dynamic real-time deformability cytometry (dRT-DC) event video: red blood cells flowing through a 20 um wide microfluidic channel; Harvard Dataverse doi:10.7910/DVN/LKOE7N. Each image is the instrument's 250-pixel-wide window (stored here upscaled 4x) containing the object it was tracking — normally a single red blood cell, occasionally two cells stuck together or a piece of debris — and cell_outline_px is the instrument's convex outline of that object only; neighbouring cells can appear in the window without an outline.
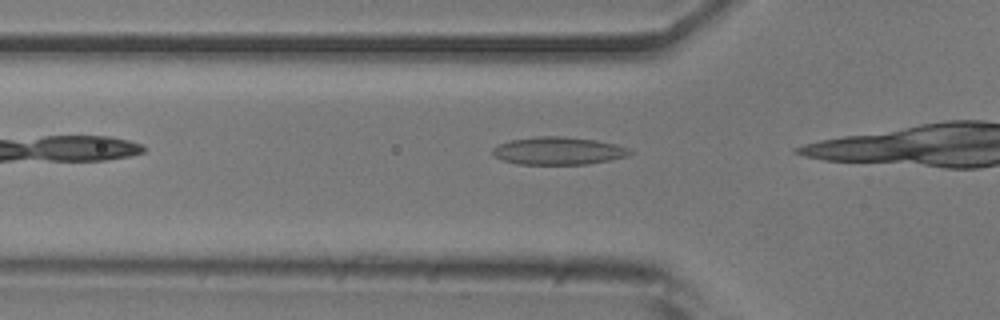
{"species": "common noctule bat (a hibernating species)", "species_latin": "Nyctalus noctula", "temperature_condition": "room temperature", "stored_images_in_passage": 4, "camera_frame_rate_fps": 3000, "um_per_image_px": 0.085, "animal": {"sex": "male", "body_mass_g": 20.5, "forearm_length_mm": 52.5}, "frame": {"image": 1, "passage_image": 2, "time_ms": 0.333, "image_size_px": [1000, 320], "cell_outline_px": [[632, 152], [628, 156], [588, 164], [516, 164], [504, 160], [496, 156], [492, 152], [492, 148], [500, 144], [512, 140], [540, 136], [560, 136], [596, 140], [616, 144], [628, 148]], "centroid_in_image_um": [47.47, 12.82], "position_along_channel_um": 78.3, "area_um2": 21.91}}